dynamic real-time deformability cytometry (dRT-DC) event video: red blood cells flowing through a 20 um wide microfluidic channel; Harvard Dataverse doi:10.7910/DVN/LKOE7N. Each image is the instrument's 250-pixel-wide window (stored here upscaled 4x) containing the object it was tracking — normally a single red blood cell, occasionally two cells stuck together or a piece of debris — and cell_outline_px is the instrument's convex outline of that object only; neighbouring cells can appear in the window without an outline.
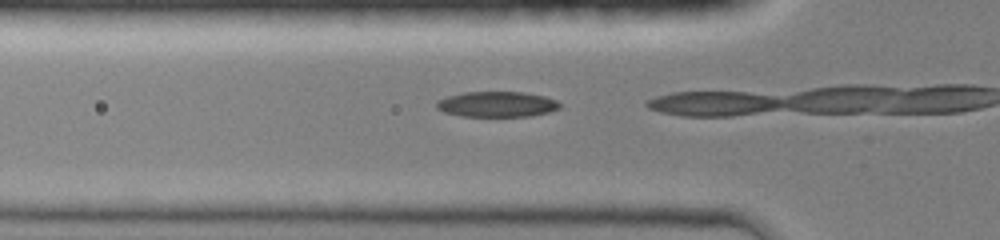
{"species": "common noctule bat (a hibernating species)", "species_latin": "Nyctalus noctula", "temperature_condition": "room temperature", "stored_images_in_passage": 3, "camera_frame_rate_fps": 3000, "um_per_image_px": 0.085, "animal": {"sex": "female", "body_mass_g": 19.0, "forearm_length_mm": 51.5}, "frame": {"image": 1, "passage_image": 2, "time_ms": 0.333, "image_size_px": [1000, 240], "cell_outline_px": [[560, 108], [548, 112], [532, 116], [460, 116], [444, 112], [436, 108], [436, 100], [448, 96], [464, 92], [524, 92], [544, 96], [556, 100], [560, 104]], "centroid_in_image_um": [42.22, 8.86], "position_along_channel_um": 83.6, "area_um2": 18.32}}